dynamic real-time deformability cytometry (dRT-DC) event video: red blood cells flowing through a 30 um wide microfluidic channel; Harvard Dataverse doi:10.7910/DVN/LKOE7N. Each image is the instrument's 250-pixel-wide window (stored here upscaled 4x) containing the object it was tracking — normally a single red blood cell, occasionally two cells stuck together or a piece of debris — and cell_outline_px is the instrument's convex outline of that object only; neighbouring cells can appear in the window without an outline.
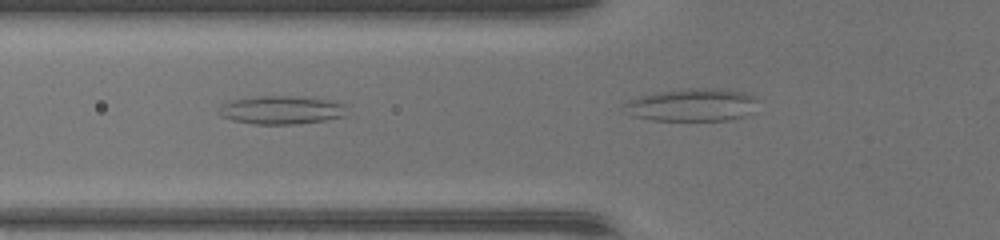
{"species": "common noctule bat (a hibernating species)", "species_latin": "Nyctalus noctula", "temperature_condition": "warm", "stored_images_in_passage": 19, "camera_frame_rate_fps": 3000, "um_per_image_px": 0.085, "animal": {"sex": "female", "body_mass_g": 17.0, "forearm_length_mm": 48.0}, "frame": {"image": 1, "passage_image": 17, "time_ms": 5.333, "image_size_px": [1000, 240], "cell_outline_px": [[348, 116], [324, 120], [296, 124], [252, 124], [232, 120], [220, 116], [216, 112], [220, 104], [232, 100], [260, 96], [312, 96], [340, 100], [348, 104]], "centroid_in_image_um": [24.03, 9.33], "position_along_channel_um": 101.8, "area_um2": 22.14}}